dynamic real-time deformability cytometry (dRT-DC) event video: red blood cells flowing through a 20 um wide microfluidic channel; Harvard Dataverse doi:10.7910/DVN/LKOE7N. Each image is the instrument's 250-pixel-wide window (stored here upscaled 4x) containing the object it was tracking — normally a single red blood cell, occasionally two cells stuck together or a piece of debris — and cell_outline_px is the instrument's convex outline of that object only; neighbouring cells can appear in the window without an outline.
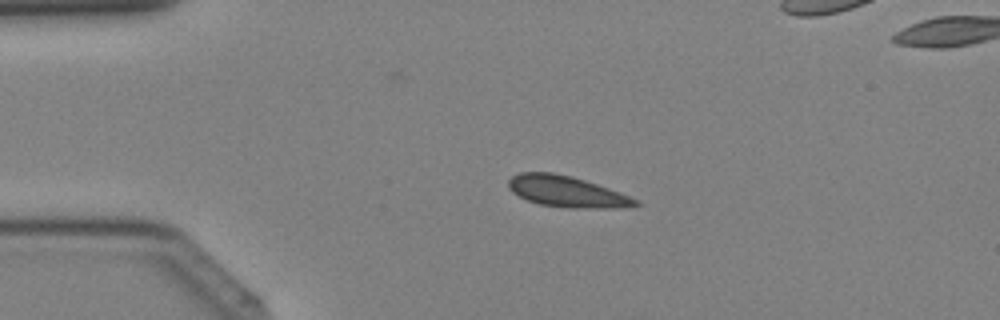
{"species": "Egyptian fruit bat (a non-hibernating species)", "species_latin": "Rousettus aegyptiacus", "temperature_condition": "cold", "stored_images_in_passage": 40, "camera_frame_rate_fps": 3000, "um_per_image_px": 0.085, "animal": {"sex": "female"}, "frame": {"image": 1, "passage_image": 8, "time_ms": 2.333, "image_size_px": [1000, 320], "cell_outline_px": [[640, 204], [612, 208], [572, 208], [540, 204], [528, 200], [512, 192], [508, 188], [508, 180], [512, 176], [520, 172], [552, 172], [572, 176], [620, 192], [636, 200]], "centroid_in_image_um": [48.11, 16.27], "position_along_channel_um": 36.9, "area_um2": 22.66}}
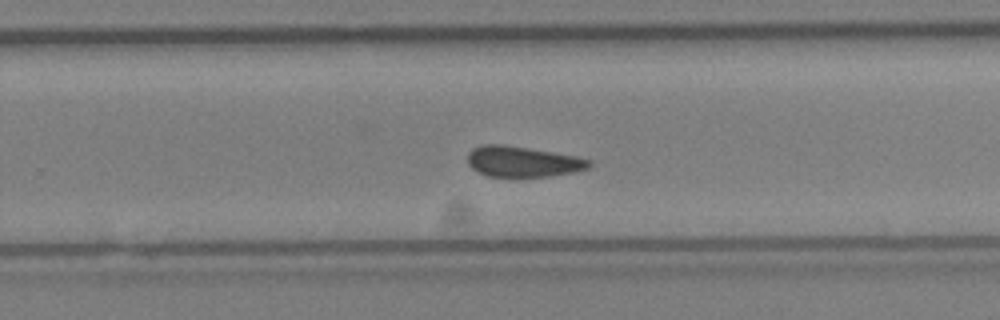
{"frame": {"image": 2, "passage_image": 25, "time_ms": 8.0, "image_size_px": [1000, 320], "cell_outline_px": [[592, 164], [588, 168], [576, 172], [548, 176], [488, 176], [472, 168], [468, 164], [468, 152], [472, 148], [480, 144], [504, 144], [576, 156], [592, 160]], "centroid_in_image_um": [44.43, 13.72], "position_along_channel_um": 285.4, "area_um2": 21.68}}
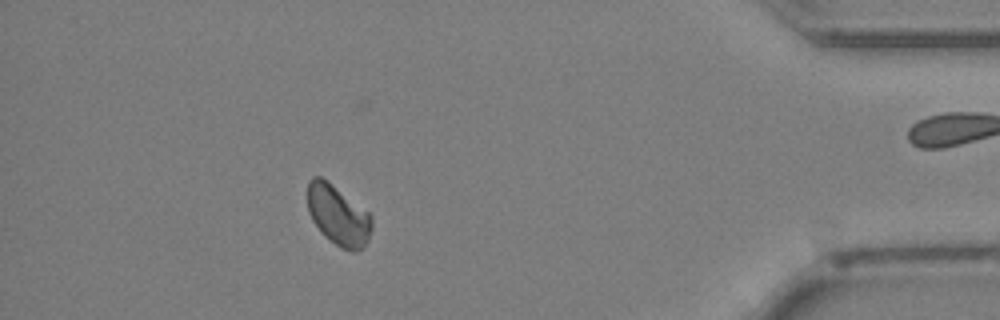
{"frame": {"image": 3, "passage_image": 35, "time_ms": 11.333, "image_size_px": [1000, 320], "cell_outline_px": [[372, 228], [368, 240], [356, 252], [352, 252], [340, 248], [324, 236], [312, 220], [308, 212], [308, 180], [312, 176], [320, 176], [328, 180], [368, 212], [372, 216]], "centroid_in_image_um": [28.73, 18.29], "position_along_channel_um": 406.5, "area_um2": 22.6}}